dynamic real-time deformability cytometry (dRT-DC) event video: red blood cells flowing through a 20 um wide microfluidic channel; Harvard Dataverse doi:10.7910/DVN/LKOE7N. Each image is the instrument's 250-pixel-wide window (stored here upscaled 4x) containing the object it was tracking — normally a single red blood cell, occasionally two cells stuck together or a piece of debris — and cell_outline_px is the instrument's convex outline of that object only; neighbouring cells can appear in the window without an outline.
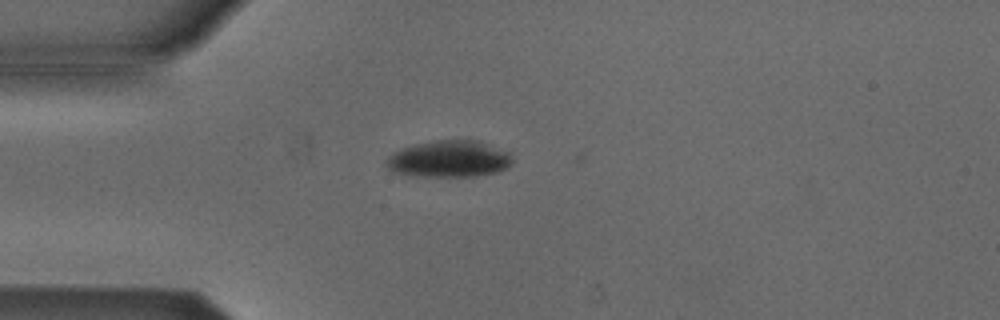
{"species": "Egyptian fruit bat (a non-hibernating species)", "species_latin": "Rousettus aegyptiacus", "temperature_condition": "cold", "stored_images_in_passage": 2, "camera_frame_rate_fps": 3000, "um_per_image_px": 0.085, "animal": {"sex": "male"}, "frame": {"image": 1, "passage_image": 1, "time_ms": 0.0, "image_size_px": [1000, 320], "cell_outline_px": [[512, 164], [496, 172], [476, 176], [416, 176], [392, 172], [384, 164], [388, 156], [400, 148], [416, 144], [436, 140], [476, 140], [512, 152]], "centroid_in_image_um": [38.16, 13.51], "position_along_channel_um": 46.8, "area_um2": 27.11}}